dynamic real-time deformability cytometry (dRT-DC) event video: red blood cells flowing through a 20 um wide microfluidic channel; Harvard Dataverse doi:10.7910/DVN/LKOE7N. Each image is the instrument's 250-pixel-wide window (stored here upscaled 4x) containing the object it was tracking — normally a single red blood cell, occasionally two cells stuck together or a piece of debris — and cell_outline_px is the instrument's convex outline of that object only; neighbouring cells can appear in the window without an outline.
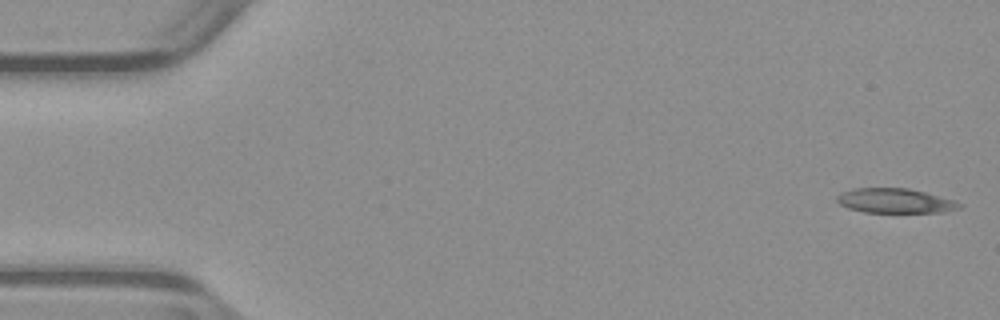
{"species": "common noctule bat (a hibernating species)", "species_latin": "Nyctalus noctula", "temperature_condition": "warm", "stored_images_in_passage": 52, "camera_frame_rate_fps": 3000, "um_per_image_px": 0.085, "animal": {"sex": "male", "body_mass_g": 23.1, "forearm_length_mm": 52.7}, "frame": {"image": 1, "passage_image": 1, "time_ms": 0.0, "image_size_px": [1000, 320], "cell_outline_px": [[964, 204], [960, 208], [944, 212], [864, 212], [848, 208], [840, 204], [836, 200], [836, 196], [840, 192], [852, 188], [908, 188], [956, 200]], "centroid_in_image_um": [76.08, 17.06], "position_along_channel_um": 8.9, "area_um2": 17.69}}
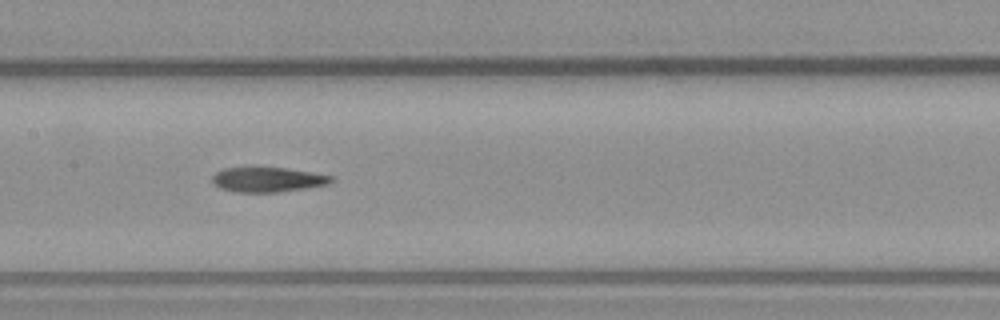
{"frame": {"image": 2, "passage_image": 25, "time_ms": 8.0, "image_size_px": [1000, 320], "cell_outline_px": [[336, 180], [328, 184], [304, 188], [276, 192], [236, 192], [220, 188], [212, 180], [212, 176], [216, 172], [224, 168], [252, 164], [284, 168], [312, 172], [336, 176]], "centroid_in_image_um": [22.75, 15.21], "position_along_channel_um": 184.7, "area_um2": 17.92}}
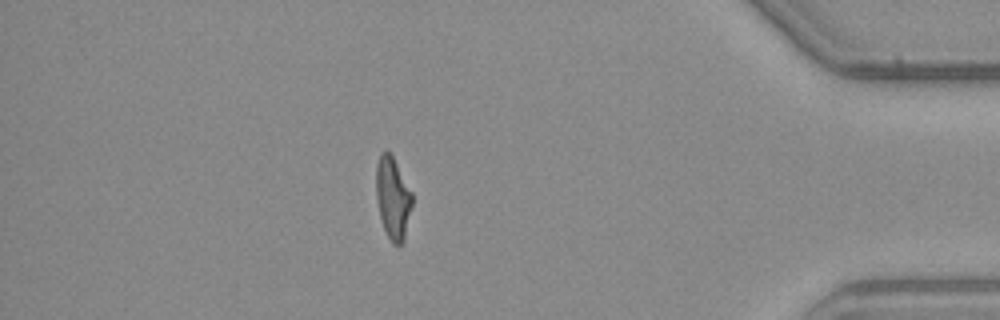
{"frame": {"image": 3, "passage_image": 45, "time_ms": 14.667, "image_size_px": [1000, 320], "cell_outline_px": [[412, 204], [404, 240], [400, 244], [392, 244], [380, 220], [376, 196], [376, 164], [380, 152], [384, 148], [392, 156], [412, 192]], "centroid_in_image_um": [33.37, 16.81], "position_along_channel_um": 401.8, "area_um2": 17.22}, "authors_computed_cell_mechanics": {"area_um2": 17.9469, "velocity_mm_per_s": 3.9318, "shape_relaxation_time_tau1_ms": null, "shape_relaxation_time_tau2_ms": 9.2548, "deformation_change_tau1": null, "deformation_change_tau2": 0.2222}}